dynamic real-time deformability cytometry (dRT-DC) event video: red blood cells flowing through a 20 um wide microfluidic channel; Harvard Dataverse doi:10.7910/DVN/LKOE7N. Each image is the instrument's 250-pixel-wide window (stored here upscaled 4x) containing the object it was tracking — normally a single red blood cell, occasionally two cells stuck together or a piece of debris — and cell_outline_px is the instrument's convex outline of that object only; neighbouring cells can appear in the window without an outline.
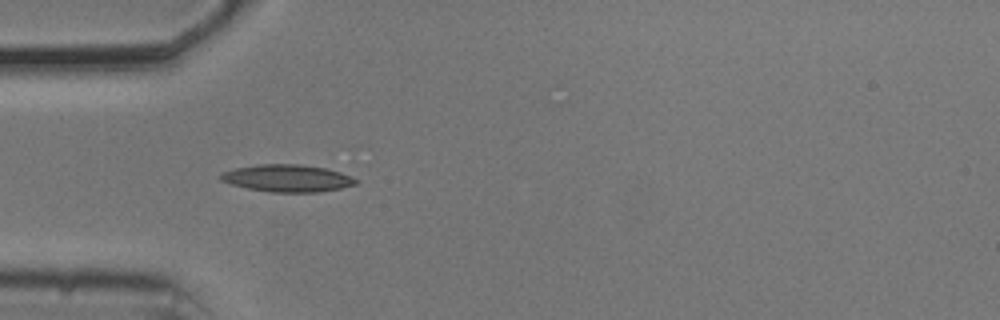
{"species": "common noctule bat (a hibernating species)", "species_latin": "Nyctalus noctula", "temperature_condition": "cold", "stored_images_in_passage": 33, "camera_frame_rate_fps": 3000, "um_per_image_px": 0.085, "animal": {"sex": "male", "body_mass_g": 20.5, "forearm_length_mm": 52.5}, "frame": {"image": 1, "passage_image": 1, "time_ms": 0.0, "image_size_px": [1000, 320], "cell_outline_px": [[360, 180], [356, 184], [340, 188], [316, 192], [272, 192], [248, 188], [232, 184], [220, 180], [220, 172], [236, 168], [256, 164], [300, 164], [324, 168], [340, 172]], "centroid_in_image_um": [24.41, 15.14], "position_along_channel_um": 60.6, "area_um2": 21.33}}
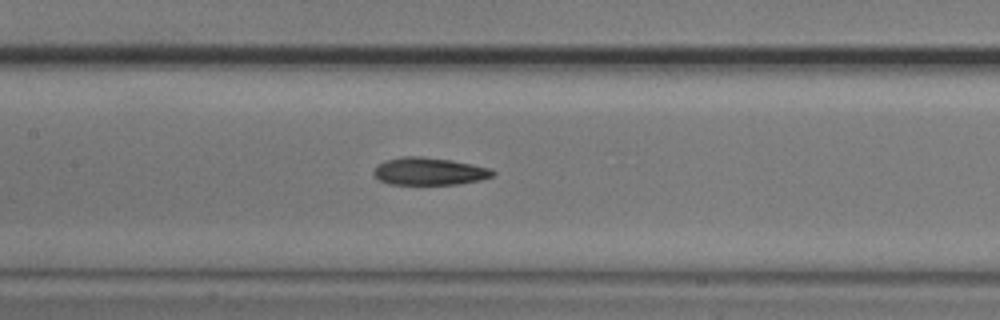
{"frame": {"image": 2, "passage_image": 10, "time_ms": 3.0, "image_size_px": [1000, 320], "cell_outline_px": [[496, 172], [492, 176], [480, 180], [456, 184], [388, 184], [380, 180], [372, 172], [376, 164], [384, 160], [400, 156], [424, 156], [452, 160], [492, 168]], "centroid_in_image_um": [36.46, 14.54], "position_along_channel_um": 170.9, "area_um2": 19.31}}
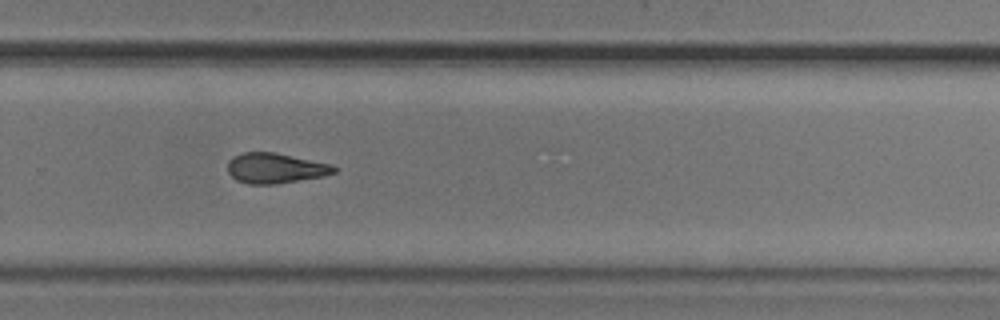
{"frame": {"image": 3, "passage_image": 21, "time_ms": 6.667, "image_size_px": [1000, 320], "cell_outline_px": [[336, 172], [324, 176], [272, 184], [248, 184], [236, 180], [228, 172], [228, 160], [232, 156], [240, 152], [276, 152], [332, 164], [336, 168]], "centroid_in_image_um": [23.38, 14.28], "position_along_channel_um": 306.4, "area_um2": 18.84}}